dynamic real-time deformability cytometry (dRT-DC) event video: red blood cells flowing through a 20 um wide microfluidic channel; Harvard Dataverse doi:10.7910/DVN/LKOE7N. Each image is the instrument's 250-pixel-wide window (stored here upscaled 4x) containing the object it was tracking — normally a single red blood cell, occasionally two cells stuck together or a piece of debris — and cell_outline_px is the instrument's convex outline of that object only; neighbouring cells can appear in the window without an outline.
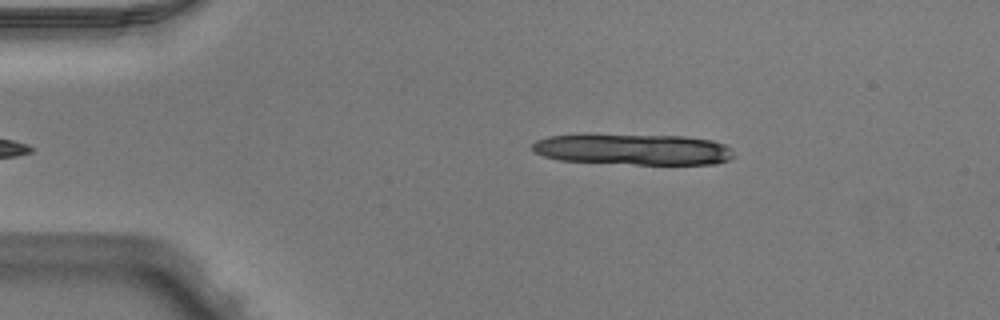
{"species": "Egyptian fruit bat (a non-hibernating species)", "species_latin": "Rousettus aegyptiacus", "temperature_condition": "warm", "stored_images_in_passage": 6, "camera_frame_rate_fps": 3000, "um_per_image_px": 0.085, "animal": {"sex": "male"}, "frame": {"image": 1, "passage_image": 1, "time_ms": 0.0, "image_size_px": [1000, 320], "cell_outline_px": [[736, 156], [728, 160], [716, 164], [636, 164], [560, 160], [544, 156], [536, 152], [532, 148], [532, 144], [536, 140], [548, 136], [584, 132], [596, 132], [684, 136], [712, 140], [724, 144]], "centroid_in_image_um": [53.76, 12.65], "position_along_channel_um": 31.2, "area_um2": 37.63}}